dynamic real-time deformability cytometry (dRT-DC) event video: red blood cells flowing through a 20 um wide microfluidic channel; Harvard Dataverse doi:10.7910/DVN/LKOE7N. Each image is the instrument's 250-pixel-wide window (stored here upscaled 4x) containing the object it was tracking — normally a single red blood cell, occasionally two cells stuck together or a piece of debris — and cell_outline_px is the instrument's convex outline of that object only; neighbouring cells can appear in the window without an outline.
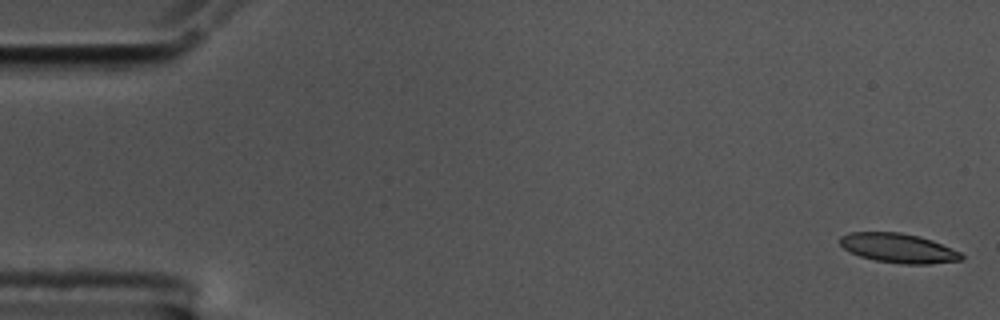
{"species": "common noctule bat (a hibernating species)", "species_latin": "Nyctalus noctula", "temperature_condition": "cold", "stored_images_in_passage": 57, "camera_frame_rate_fps": 3000, "um_per_image_px": 0.085, "animal": {"sex": "male", "body_mass_g": 17.5, "forearm_length_mm": 52.3}, "frame": {"image": 1, "passage_image": 1, "time_ms": 0.0, "image_size_px": [1000, 320], "cell_outline_px": [[964, 260], [928, 264], [900, 264], [876, 260], [860, 256], [844, 248], [840, 244], [840, 236], [848, 232], [900, 232], [920, 236], [932, 240], [960, 252], [964, 256]], "centroid_in_image_um": [76.38, 21.09], "position_along_channel_um": 8.6, "area_um2": 20.81}}
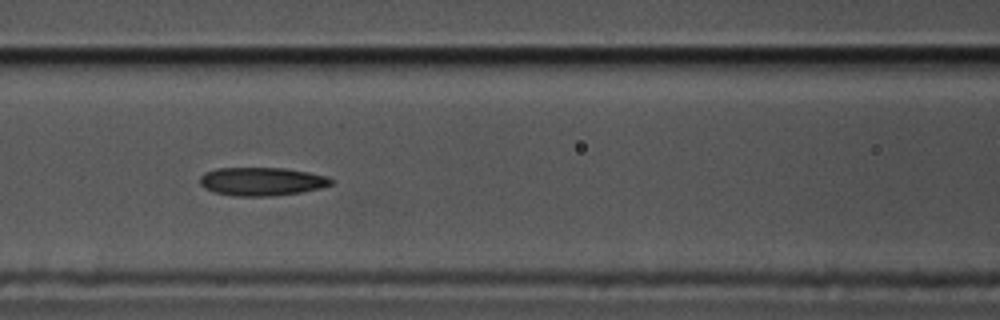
{"frame": {"image": 2, "passage_image": 24, "time_ms": 7.667, "image_size_px": [1000, 320], "cell_outline_px": [[332, 184], [320, 188], [300, 192], [272, 196], [236, 196], [216, 192], [204, 188], [200, 184], [200, 176], [204, 172], [216, 168], [284, 168], [308, 172], [328, 176], [332, 180]], "centroid_in_image_um": [22.23, 15.42], "position_along_channel_um": 144.4, "area_um2": 21.62}}
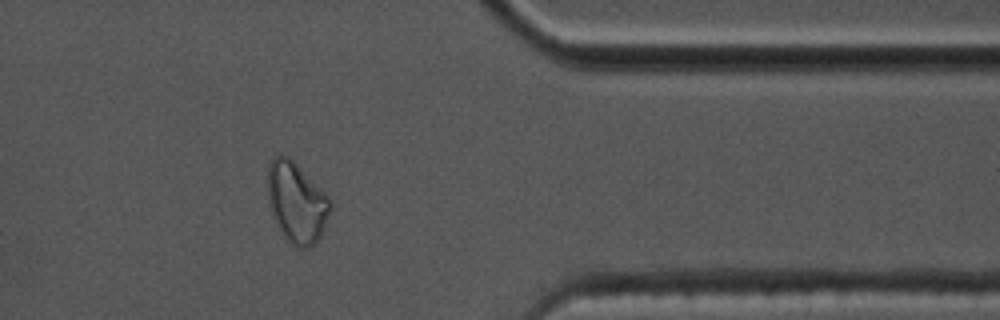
{"frame": {"image": 3, "passage_image": 46, "time_ms": 15.0, "image_size_px": [1000, 320], "cell_outline_px": [[332, 208], [324, 228], [320, 236], [312, 248], [296, 248], [284, 236], [272, 216], [268, 204], [268, 164], [276, 156], [288, 156], [332, 200]], "centroid_in_image_um": [25.22, 17.25], "position_along_channel_um": 386.2, "area_um2": 29.25}, "authors_computed_cell_mechanics": {"area_um2": 21.6172, "velocity_mm_per_s": 3.5192, "shape_relaxation_time_tau1_ms": null, "shape_relaxation_time_tau2_ms": 6.3337, "deformation_change_tau1": null, "deformation_change_tau2": 0.1561}}